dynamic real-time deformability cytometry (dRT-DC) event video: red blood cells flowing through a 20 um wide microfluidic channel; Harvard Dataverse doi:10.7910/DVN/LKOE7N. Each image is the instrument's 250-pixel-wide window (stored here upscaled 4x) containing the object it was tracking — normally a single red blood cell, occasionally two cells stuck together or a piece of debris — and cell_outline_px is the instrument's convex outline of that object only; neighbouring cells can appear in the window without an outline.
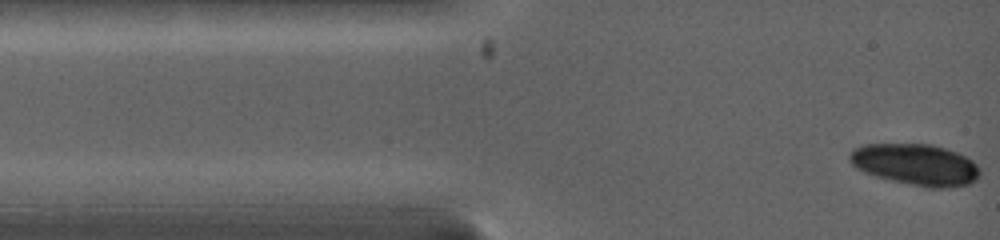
{"species": "common noctule bat (a hibernating species)", "species_latin": "Nyctalus noctula", "temperature_condition": "warm", "stored_images_in_passage": 9, "camera_frame_rate_fps": 5000, "um_per_image_px": 0.085, "animal": {"sex": "female", "body_mass_g": 19.0, "forearm_length_mm": 53.3}, "frame": {"image": 1, "passage_image": 1, "time_ms": 0.0, "image_size_px": [1000, 240], "cell_outline_px": [[980, 176], [976, 180], [968, 184], [948, 188], [924, 188], [876, 176], [864, 172], [856, 168], [848, 160], [848, 156], [852, 148], [864, 144], [932, 144], [956, 152], [972, 160], [980, 168]], "centroid_in_image_um": [77.82, 13.99], "position_along_channel_um": 7.2, "area_um2": 31.67}}